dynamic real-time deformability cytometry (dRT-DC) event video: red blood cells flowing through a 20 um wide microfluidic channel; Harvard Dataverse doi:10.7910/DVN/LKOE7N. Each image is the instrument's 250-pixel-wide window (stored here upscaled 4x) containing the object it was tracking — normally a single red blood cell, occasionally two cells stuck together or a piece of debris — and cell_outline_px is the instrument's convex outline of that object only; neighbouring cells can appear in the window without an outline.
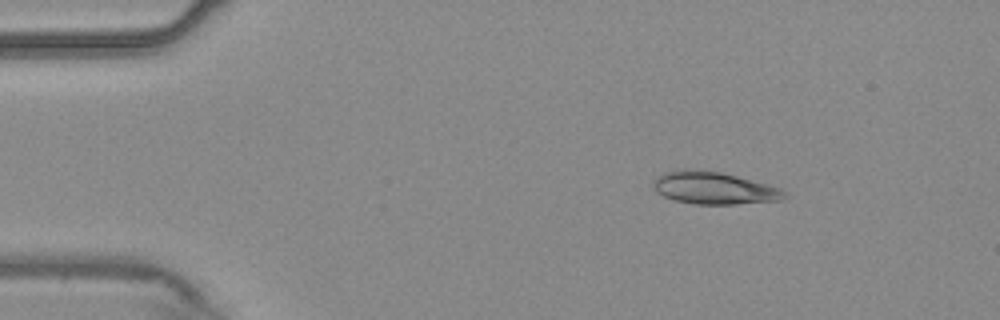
{"species": "common noctule bat (a hibernating species)", "species_latin": "Nyctalus noctula", "temperature_condition": "warm", "stored_images_in_passage": 47, "camera_frame_rate_fps": 3000, "um_per_image_px": 0.085, "animal": {"sex": "male", "body_mass_g": 20.4}, "frame": {"image": 1, "passage_image": 1, "time_ms": 0.0, "image_size_px": [1000, 320], "cell_outline_px": [[788, 196], [780, 200], [736, 204], [696, 204], [676, 200], [664, 196], [656, 192], [652, 184], [656, 176], [664, 172], [680, 168], [688, 168], [720, 172], [736, 176], [780, 188]], "centroid_in_image_um": [60.63, 15.97], "position_along_channel_um": 24.4, "area_um2": 24.62}}
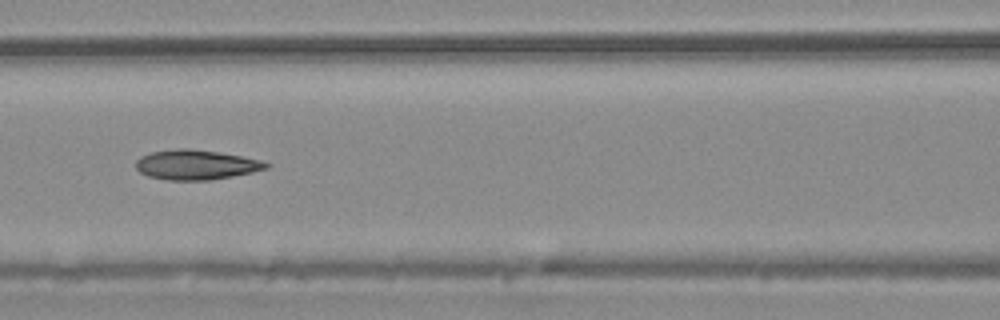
{"frame": {"image": 2, "passage_image": 17, "time_ms": 5.333, "image_size_px": [1000, 320], "cell_outline_px": [[272, 164], [268, 168], [252, 172], [232, 176], [208, 180], [168, 180], [148, 176], [140, 172], [136, 168], [136, 160], [140, 156], [152, 152], [180, 148], [188, 148], [216, 152], [240, 156], [260, 160]], "centroid_in_image_um": [16.65, 14.01], "position_along_channel_um": 150.0, "area_um2": 22.43}}
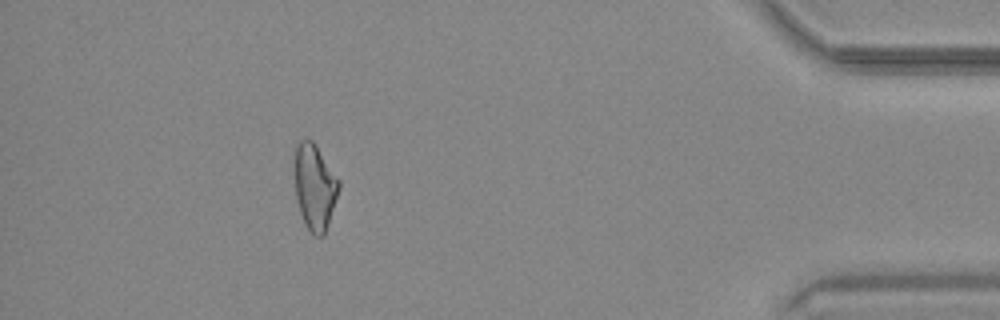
{"frame": {"image": 3, "passage_image": 42, "time_ms": 13.667, "image_size_px": [1000, 320], "cell_outline_px": [[340, 188], [324, 236], [316, 236], [304, 224], [300, 212], [296, 196], [292, 164], [292, 160], [296, 144], [300, 140], [312, 140], [340, 180]], "centroid_in_image_um": [26.72, 15.85], "position_along_channel_um": 408.5, "area_um2": 22.48}, "authors_computed_cell_mechanics": {"area_um2": 22.4264, "velocity_mm_per_s": 3.7312, "shape_relaxation_time_tau1_ms": 9.789, "shape_relaxation_time_tau2_ms": 4.6231, "deformation_change_tau1": 0.2004, "deformation_change_tau2": 0.1258}}